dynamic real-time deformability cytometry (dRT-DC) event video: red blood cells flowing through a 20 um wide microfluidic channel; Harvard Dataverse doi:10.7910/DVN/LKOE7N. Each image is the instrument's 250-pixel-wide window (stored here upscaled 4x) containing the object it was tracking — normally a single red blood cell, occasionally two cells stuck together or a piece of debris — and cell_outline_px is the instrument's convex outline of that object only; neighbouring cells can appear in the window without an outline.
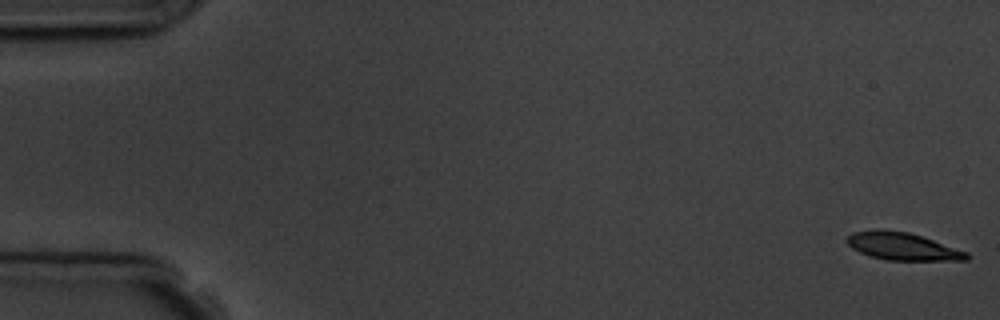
{"species": "common noctule bat (a hibernating species)", "species_latin": "Nyctalus noctula", "temperature_condition": "room temperature", "stored_images_in_passage": 5, "camera_frame_rate_fps": 3000, "um_per_image_px": 0.085, "animal": {"sex": "male", "body_mass_g": 19.5, "forearm_length_mm": 54.6}, "frame": {"image": 1, "passage_image": 1, "time_ms": 0.0, "image_size_px": [1000, 320], "cell_outline_px": [[972, 256], [968, 260], [888, 260], [868, 256], [852, 248], [844, 240], [852, 232], [876, 228], [880, 228], [908, 232], [968, 252]], "centroid_in_image_um": [76.67, 20.93], "position_along_channel_um": 8.3, "area_um2": 19.36}}